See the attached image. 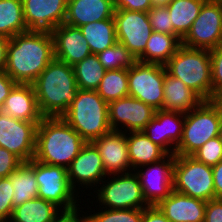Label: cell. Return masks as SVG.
<instances>
[{"label": "cell", "mask_w": 222, "mask_h": 222, "mask_svg": "<svg viewBox=\"0 0 222 222\" xmlns=\"http://www.w3.org/2000/svg\"><path fill=\"white\" fill-rule=\"evenodd\" d=\"M9 40V38L0 35V72L4 71L6 66L7 45L9 43Z\"/></svg>", "instance_id": "7dc6e473"}, {"label": "cell", "mask_w": 222, "mask_h": 222, "mask_svg": "<svg viewBox=\"0 0 222 222\" xmlns=\"http://www.w3.org/2000/svg\"><path fill=\"white\" fill-rule=\"evenodd\" d=\"M113 18L117 42L123 44L137 60L144 53L153 33L147 12L115 9Z\"/></svg>", "instance_id": "7c38bea8"}, {"label": "cell", "mask_w": 222, "mask_h": 222, "mask_svg": "<svg viewBox=\"0 0 222 222\" xmlns=\"http://www.w3.org/2000/svg\"><path fill=\"white\" fill-rule=\"evenodd\" d=\"M205 1L171 0L168 3L167 8L174 27V36H178L181 40L186 36Z\"/></svg>", "instance_id": "f1b7e54d"}, {"label": "cell", "mask_w": 222, "mask_h": 222, "mask_svg": "<svg viewBox=\"0 0 222 222\" xmlns=\"http://www.w3.org/2000/svg\"><path fill=\"white\" fill-rule=\"evenodd\" d=\"M34 172L39 198L54 203L62 211H72L82 206L79 204L81 195L69 183L67 168L34 160Z\"/></svg>", "instance_id": "9c48e42d"}, {"label": "cell", "mask_w": 222, "mask_h": 222, "mask_svg": "<svg viewBox=\"0 0 222 222\" xmlns=\"http://www.w3.org/2000/svg\"><path fill=\"white\" fill-rule=\"evenodd\" d=\"M82 210H84V208L79 206V208L72 211H62L53 222H86V216L85 213L82 214V212H84Z\"/></svg>", "instance_id": "ee69618b"}, {"label": "cell", "mask_w": 222, "mask_h": 222, "mask_svg": "<svg viewBox=\"0 0 222 222\" xmlns=\"http://www.w3.org/2000/svg\"><path fill=\"white\" fill-rule=\"evenodd\" d=\"M155 113L153 107L129 95L108 104L111 129L125 133L143 131Z\"/></svg>", "instance_id": "2e32d148"}, {"label": "cell", "mask_w": 222, "mask_h": 222, "mask_svg": "<svg viewBox=\"0 0 222 222\" xmlns=\"http://www.w3.org/2000/svg\"><path fill=\"white\" fill-rule=\"evenodd\" d=\"M97 56L105 70L128 69L136 61L126 47L119 42L98 53Z\"/></svg>", "instance_id": "e575fe53"}, {"label": "cell", "mask_w": 222, "mask_h": 222, "mask_svg": "<svg viewBox=\"0 0 222 222\" xmlns=\"http://www.w3.org/2000/svg\"><path fill=\"white\" fill-rule=\"evenodd\" d=\"M127 145L131 169L134 171L141 166L157 162L164 158L167 153L143 131L128 132Z\"/></svg>", "instance_id": "d4e9b609"}, {"label": "cell", "mask_w": 222, "mask_h": 222, "mask_svg": "<svg viewBox=\"0 0 222 222\" xmlns=\"http://www.w3.org/2000/svg\"><path fill=\"white\" fill-rule=\"evenodd\" d=\"M165 67L172 77L183 81L204 101L212 100L210 50L181 45Z\"/></svg>", "instance_id": "5b68a950"}, {"label": "cell", "mask_w": 222, "mask_h": 222, "mask_svg": "<svg viewBox=\"0 0 222 222\" xmlns=\"http://www.w3.org/2000/svg\"><path fill=\"white\" fill-rule=\"evenodd\" d=\"M98 207H100L98 212L91 208L89 214L83 212L86 222H141L143 216V208L105 209L101 206Z\"/></svg>", "instance_id": "836d02e7"}, {"label": "cell", "mask_w": 222, "mask_h": 222, "mask_svg": "<svg viewBox=\"0 0 222 222\" xmlns=\"http://www.w3.org/2000/svg\"><path fill=\"white\" fill-rule=\"evenodd\" d=\"M92 143L100 153L107 175L133 171L128 153L127 133L112 130Z\"/></svg>", "instance_id": "d6986e66"}, {"label": "cell", "mask_w": 222, "mask_h": 222, "mask_svg": "<svg viewBox=\"0 0 222 222\" xmlns=\"http://www.w3.org/2000/svg\"><path fill=\"white\" fill-rule=\"evenodd\" d=\"M17 83L5 72H0V111L5 102V99L9 96V93Z\"/></svg>", "instance_id": "7bdbcfd3"}, {"label": "cell", "mask_w": 222, "mask_h": 222, "mask_svg": "<svg viewBox=\"0 0 222 222\" xmlns=\"http://www.w3.org/2000/svg\"><path fill=\"white\" fill-rule=\"evenodd\" d=\"M204 222H222V199L207 201Z\"/></svg>", "instance_id": "b9f144b4"}, {"label": "cell", "mask_w": 222, "mask_h": 222, "mask_svg": "<svg viewBox=\"0 0 222 222\" xmlns=\"http://www.w3.org/2000/svg\"><path fill=\"white\" fill-rule=\"evenodd\" d=\"M166 67L159 64L135 61L128 68V95L155 110L163 108V89Z\"/></svg>", "instance_id": "30bf717a"}, {"label": "cell", "mask_w": 222, "mask_h": 222, "mask_svg": "<svg viewBox=\"0 0 222 222\" xmlns=\"http://www.w3.org/2000/svg\"><path fill=\"white\" fill-rule=\"evenodd\" d=\"M32 85L43 117H62L76 99L79 89L73 67L56 58Z\"/></svg>", "instance_id": "7a4b0ae2"}, {"label": "cell", "mask_w": 222, "mask_h": 222, "mask_svg": "<svg viewBox=\"0 0 222 222\" xmlns=\"http://www.w3.org/2000/svg\"><path fill=\"white\" fill-rule=\"evenodd\" d=\"M215 199H222V160L212 167Z\"/></svg>", "instance_id": "bcb514c9"}, {"label": "cell", "mask_w": 222, "mask_h": 222, "mask_svg": "<svg viewBox=\"0 0 222 222\" xmlns=\"http://www.w3.org/2000/svg\"><path fill=\"white\" fill-rule=\"evenodd\" d=\"M141 222H170L160 209L154 206L143 208V216Z\"/></svg>", "instance_id": "f6af8a7d"}, {"label": "cell", "mask_w": 222, "mask_h": 222, "mask_svg": "<svg viewBox=\"0 0 222 222\" xmlns=\"http://www.w3.org/2000/svg\"><path fill=\"white\" fill-rule=\"evenodd\" d=\"M61 212L54 203L37 197L15 207L8 222H53Z\"/></svg>", "instance_id": "83f0119b"}, {"label": "cell", "mask_w": 222, "mask_h": 222, "mask_svg": "<svg viewBox=\"0 0 222 222\" xmlns=\"http://www.w3.org/2000/svg\"><path fill=\"white\" fill-rule=\"evenodd\" d=\"M13 187V207L38 197V186L34 172V159L23 162L9 177Z\"/></svg>", "instance_id": "4316f807"}, {"label": "cell", "mask_w": 222, "mask_h": 222, "mask_svg": "<svg viewBox=\"0 0 222 222\" xmlns=\"http://www.w3.org/2000/svg\"><path fill=\"white\" fill-rule=\"evenodd\" d=\"M51 33L54 39V58L73 67L92 54L79 28L63 23Z\"/></svg>", "instance_id": "ffe728a7"}, {"label": "cell", "mask_w": 222, "mask_h": 222, "mask_svg": "<svg viewBox=\"0 0 222 222\" xmlns=\"http://www.w3.org/2000/svg\"><path fill=\"white\" fill-rule=\"evenodd\" d=\"M23 161L9 152L7 149L0 147V177H9Z\"/></svg>", "instance_id": "ab89813d"}, {"label": "cell", "mask_w": 222, "mask_h": 222, "mask_svg": "<svg viewBox=\"0 0 222 222\" xmlns=\"http://www.w3.org/2000/svg\"><path fill=\"white\" fill-rule=\"evenodd\" d=\"M67 173L69 183L78 195L82 191L85 193L87 188L90 191L96 190L97 186L100 187L101 181L107 177L100 153L92 142L86 143L82 147L79 154L67 167ZM90 187L91 189H89Z\"/></svg>", "instance_id": "9a60e30c"}, {"label": "cell", "mask_w": 222, "mask_h": 222, "mask_svg": "<svg viewBox=\"0 0 222 222\" xmlns=\"http://www.w3.org/2000/svg\"><path fill=\"white\" fill-rule=\"evenodd\" d=\"M222 120L220 100L203 101L185 114L183 134L175 155L191 156L209 139L218 136Z\"/></svg>", "instance_id": "8992f818"}, {"label": "cell", "mask_w": 222, "mask_h": 222, "mask_svg": "<svg viewBox=\"0 0 222 222\" xmlns=\"http://www.w3.org/2000/svg\"><path fill=\"white\" fill-rule=\"evenodd\" d=\"M191 156L197 161L213 167L222 160V142L218 136L209 139Z\"/></svg>", "instance_id": "d590c367"}, {"label": "cell", "mask_w": 222, "mask_h": 222, "mask_svg": "<svg viewBox=\"0 0 222 222\" xmlns=\"http://www.w3.org/2000/svg\"><path fill=\"white\" fill-rule=\"evenodd\" d=\"M212 100L222 98V42L210 50Z\"/></svg>", "instance_id": "8d00e7d4"}, {"label": "cell", "mask_w": 222, "mask_h": 222, "mask_svg": "<svg viewBox=\"0 0 222 222\" xmlns=\"http://www.w3.org/2000/svg\"><path fill=\"white\" fill-rule=\"evenodd\" d=\"M171 0H151L153 7L167 6Z\"/></svg>", "instance_id": "c3c4849f"}, {"label": "cell", "mask_w": 222, "mask_h": 222, "mask_svg": "<svg viewBox=\"0 0 222 222\" xmlns=\"http://www.w3.org/2000/svg\"><path fill=\"white\" fill-rule=\"evenodd\" d=\"M1 111L27 122L40 123L43 119L32 84L17 83L5 99Z\"/></svg>", "instance_id": "7402d4cb"}, {"label": "cell", "mask_w": 222, "mask_h": 222, "mask_svg": "<svg viewBox=\"0 0 222 222\" xmlns=\"http://www.w3.org/2000/svg\"><path fill=\"white\" fill-rule=\"evenodd\" d=\"M13 187L8 177L0 181V222H8L13 214Z\"/></svg>", "instance_id": "f35d334b"}, {"label": "cell", "mask_w": 222, "mask_h": 222, "mask_svg": "<svg viewBox=\"0 0 222 222\" xmlns=\"http://www.w3.org/2000/svg\"><path fill=\"white\" fill-rule=\"evenodd\" d=\"M62 118L87 143L112 131L108 103L94 90L78 89L76 99Z\"/></svg>", "instance_id": "277c9868"}, {"label": "cell", "mask_w": 222, "mask_h": 222, "mask_svg": "<svg viewBox=\"0 0 222 222\" xmlns=\"http://www.w3.org/2000/svg\"><path fill=\"white\" fill-rule=\"evenodd\" d=\"M206 203L173 190L156 206L170 222H204Z\"/></svg>", "instance_id": "44dd1931"}, {"label": "cell", "mask_w": 222, "mask_h": 222, "mask_svg": "<svg viewBox=\"0 0 222 222\" xmlns=\"http://www.w3.org/2000/svg\"><path fill=\"white\" fill-rule=\"evenodd\" d=\"M147 14L153 32L174 35V27L167 6L152 7Z\"/></svg>", "instance_id": "74e56055"}, {"label": "cell", "mask_w": 222, "mask_h": 222, "mask_svg": "<svg viewBox=\"0 0 222 222\" xmlns=\"http://www.w3.org/2000/svg\"><path fill=\"white\" fill-rule=\"evenodd\" d=\"M184 122V113L156 110L154 118L147 123L143 132L167 154H175L182 138Z\"/></svg>", "instance_id": "e0dca14e"}, {"label": "cell", "mask_w": 222, "mask_h": 222, "mask_svg": "<svg viewBox=\"0 0 222 222\" xmlns=\"http://www.w3.org/2000/svg\"><path fill=\"white\" fill-rule=\"evenodd\" d=\"M174 164L175 154H167L157 162L134 170L139 178L145 201L149 206L157 205L173 191Z\"/></svg>", "instance_id": "5bb4252c"}, {"label": "cell", "mask_w": 222, "mask_h": 222, "mask_svg": "<svg viewBox=\"0 0 222 222\" xmlns=\"http://www.w3.org/2000/svg\"><path fill=\"white\" fill-rule=\"evenodd\" d=\"M181 45L182 40L178 36L153 32L137 61L165 66Z\"/></svg>", "instance_id": "484cf974"}, {"label": "cell", "mask_w": 222, "mask_h": 222, "mask_svg": "<svg viewBox=\"0 0 222 222\" xmlns=\"http://www.w3.org/2000/svg\"><path fill=\"white\" fill-rule=\"evenodd\" d=\"M39 123L22 121L0 111V147L7 149L23 162L34 159Z\"/></svg>", "instance_id": "4fadbf2b"}, {"label": "cell", "mask_w": 222, "mask_h": 222, "mask_svg": "<svg viewBox=\"0 0 222 222\" xmlns=\"http://www.w3.org/2000/svg\"><path fill=\"white\" fill-rule=\"evenodd\" d=\"M94 190L96 201L105 209L146 208L143 190L135 171L107 175ZM110 176V177H109ZM105 206V207H104Z\"/></svg>", "instance_id": "52a82bcc"}, {"label": "cell", "mask_w": 222, "mask_h": 222, "mask_svg": "<svg viewBox=\"0 0 222 222\" xmlns=\"http://www.w3.org/2000/svg\"><path fill=\"white\" fill-rule=\"evenodd\" d=\"M53 59L52 33L29 30L10 38L4 71L16 83L32 84Z\"/></svg>", "instance_id": "6da1fadb"}, {"label": "cell", "mask_w": 222, "mask_h": 222, "mask_svg": "<svg viewBox=\"0 0 222 222\" xmlns=\"http://www.w3.org/2000/svg\"><path fill=\"white\" fill-rule=\"evenodd\" d=\"M113 0H68L65 24L79 28L114 16Z\"/></svg>", "instance_id": "603a6c76"}, {"label": "cell", "mask_w": 222, "mask_h": 222, "mask_svg": "<svg viewBox=\"0 0 222 222\" xmlns=\"http://www.w3.org/2000/svg\"><path fill=\"white\" fill-rule=\"evenodd\" d=\"M164 111L181 112L186 114L198 107L204 100L193 90L187 87L183 81L165 73L163 89Z\"/></svg>", "instance_id": "cb8c5ba5"}, {"label": "cell", "mask_w": 222, "mask_h": 222, "mask_svg": "<svg viewBox=\"0 0 222 222\" xmlns=\"http://www.w3.org/2000/svg\"><path fill=\"white\" fill-rule=\"evenodd\" d=\"M218 137H219L220 141L222 142V120H221V123H220V129H219V132H218Z\"/></svg>", "instance_id": "681fc988"}, {"label": "cell", "mask_w": 222, "mask_h": 222, "mask_svg": "<svg viewBox=\"0 0 222 222\" xmlns=\"http://www.w3.org/2000/svg\"><path fill=\"white\" fill-rule=\"evenodd\" d=\"M26 31L22 0H0V35L10 39Z\"/></svg>", "instance_id": "4dcf8cb0"}, {"label": "cell", "mask_w": 222, "mask_h": 222, "mask_svg": "<svg viewBox=\"0 0 222 222\" xmlns=\"http://www.w3.org/2000/svg\"><path fill=\"white\" fill-rule=\"evenodd\" d=\"M86 143L62 117H43L37 126L34 160L67 168Z\"/></svg>", "instance_id": "3957f363"}, {"label": "cell", "mask_w": 222, "mask_h": 222, "mask_svg": "<svg viewBox=\"0 0 222 222\" xmlns=\"http://www.w3.org/2000/svg\"><path fill=\"white\" fill-rule=\"evenodd\" d=\"M96 91L108 104L128 96V69L106 70Z\"/></svg>", "instance_id": "d6a6232c"}, {"label": "cell", "mask_w": 222, "mask_h": 222, "mask_svg": "<svg viewBox=\"0 0 222 222\" xmlns=\"http://www.w3.org/2000/svg\"><path fill=\"white\" fill-rule=\"evenodd\" d=\"M28 30L52 32L65 22L68 0H22Z\"/></svg>", "instance_id": "ac0fdd59"}, {"label": "cell", "mask_w": 222, "mask_h": 222, "mask_svg": "<svg viewBox=\"0 0 222 222\" xmlns=\"http://www.w3.org/2000/svg\"><path fill=\"white\" fill-rule=\"evenodd\" d=\"M92 54H98L117 43L114 18L80 26Z\"/></svg>", "instance_id": "f546056e"}, {"label": "cell", "mask_w": 222, "mask_h": 222, "mask_svg": "<svg viewBox=\"0 0 222 222\" xmlns=\"http://www.w3.org/2000/svg\"><path fill=\"white\" fill-rule=\"evenodd\" d=\"M222 42V1L206 0L190 31L182 39L189 48L211 50Z\"/></svg>", "instance_id": "8fae6325"}, {"label": "cell", "mask_w": 222, "mask_h": 222, "mask_svg": "<svg viewBox=\"0 0 222 222\" xmlns=\"http://www.w3.org/2000/svg\"><path fill=\"white\" fill-rule=\"evenodd\" d=\"M77 87L96 91L105 74L97 54H90L73 66Z\"/></svg>", "instance_id": "1f68e13d"}, {"label": "cell", "mask_w": 222, "mask_h": 222, "mask_svg": "<svg viewBox=\"0 0 222 222\" xmlns=\"http://www.w3.org/2000/svg\"><path fill=\"white\" fill-rule=\"evenodd\" d=\"M115 9L148 12L152 7L151 0H113Z\"/></svg>", "instance_id": "60d3db41"}, {"label": "cell", "mask_w": 222, "mask_h": 222, "mask_svg": "<svg viewBox=\"0 0 222 222\" xmlns=\"http://www.w3.org/2000/svg\"><path fill=\"white\" fill-rule=\"evenodd\" d=\"M173 190L205 202L215 199L212 167L192 156L175 155Z\"/></svg>", "instance_id": "ba28073f"}]
</instances>
